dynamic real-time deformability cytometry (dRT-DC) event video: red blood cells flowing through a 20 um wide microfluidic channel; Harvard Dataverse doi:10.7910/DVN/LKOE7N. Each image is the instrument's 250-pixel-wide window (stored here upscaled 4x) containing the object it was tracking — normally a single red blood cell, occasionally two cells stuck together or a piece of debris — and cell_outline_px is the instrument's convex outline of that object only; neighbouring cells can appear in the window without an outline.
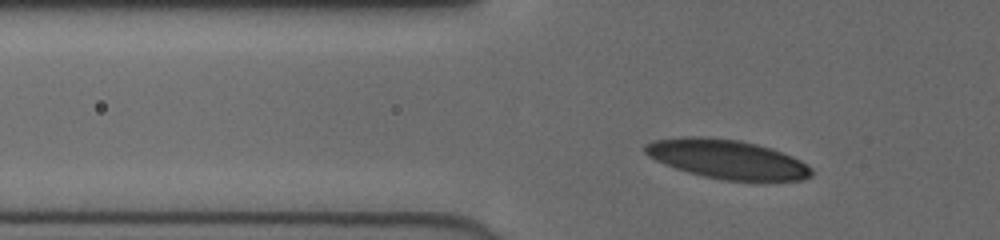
{"species": "human", "species_latin": "Homo sapiens", "temperature_condition": "cold", "stored_images_in_passage": 37, "camera_frame_rate_fps": 3000, "um_per_image_px": 0.085, "donor": {"sex": "female"}, "frame": {"image": 1, "passage_image": 7, "time_ms": 2.0, "image_size_px": [1000, 240], "cell_outline_px": [[812, 176], [804, 180], [724, 180], [704, 176], [688, 172], [664, 164], [648, 156], [644, 152], [644, 144], [652, 140], [684, 136], [700, 136], [740, 140], [772, 148], [792, 156], [800, 160], [812, 168]], "centroid_in_image_um": [61.78, 13.51], "position_along_channel_um": 64.0, "area_um2": 37.92}}
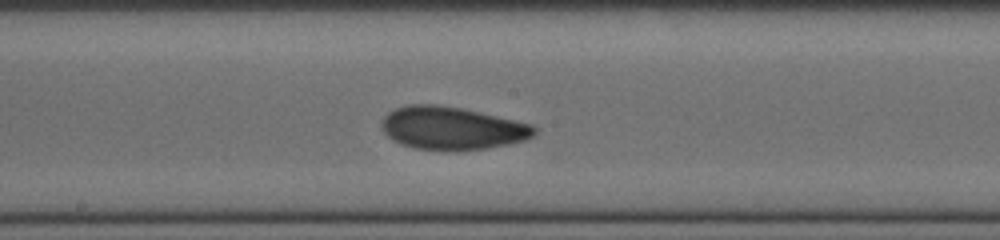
{"frame": {"image": 2, "passage_image": 19, "time_ms": 6.0, "image_size_px": [1000, 240], "cell_outline_px": [[536, 132], [532, 136], [524, 140], [508, 144], [484, 148], [456, 152], [416, 148], [400, 144], [392, 140], [384, 132], [380, 124], [384, 116], [388, 112], [396, 108], [408, 104], [436, 104], [460, 108], [532, 124], [536, 128]], "centroid_in_image_um": [38.37, 10.9], "position_along_channel_um": 209.8, "area_um2": 38.21}}
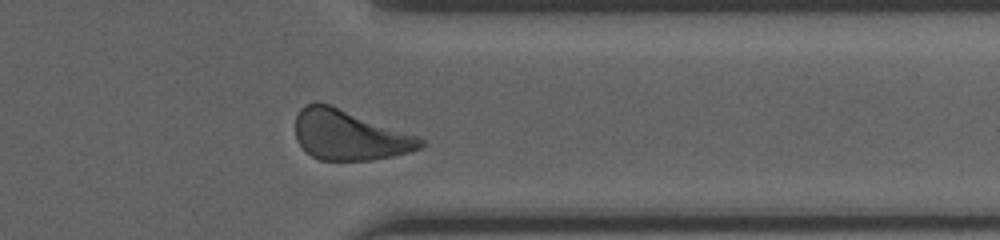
{"frame": {"image": 3, "passage_image": 32, "time_ms": 10.333, "image_size_px": [1000, 240], "cell_outline_px": [[424, 144], [420, 148], [408, 152], [392, 156], [372, 160], [320, 160], [312, 156], [296, 140], [296, 116], [300, 108], [304, 104], [316, 100], [332, 104], [416, 136], [424, 140]], "centroid_in_image_um": [29.64, 11.45], "position_along_channel_um": 381.8, "area_um2": 36.47}, "authors_computed_cell_mechanics": {"area_um2": 36.7608, "velocity_mm_per_s": 3.9877, "shape_relaxation_time_tau1_ms": 3.4804, "shape_relaxation_time_tau2_ms": 1.9287, "deformation_change_tau1": 0.1325, "deformation_change_tau2": 0.0786}}